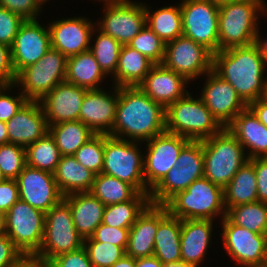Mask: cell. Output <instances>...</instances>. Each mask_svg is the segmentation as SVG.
Segmentation results:
<instances>
[{"label": "cell", "mask_w": 267, "mask_h": 267, "mask_svg": "<svg viewBox=\"0 0 267 267\" xmlns=\"http://www.w3.org/2000/svg\"><path fill=\"white\" fill-rule=\"evenodd\" d=\"M130 228H118L101 223L91 236L95 241L111 243L126 249Z\"/></svg>", "instance_id": "c3c4849f"}, {"label": "cell", "mask_w": 267, "mask_h": 267, "mask_svg": "<svg viewBox=\"0 0 267 267\" xmlns=\"http://www.w3.org/2000/svg\"><path fill=\"white\" fill-rule=\"evenodd\" d=\"M19 199L18 184L16 180L0 183V211L6 213Z\"/></svg>", "instance_id": "11a10c76"}, {"label": "cell", "mask_w": 267, "mask_h": 267, "mask_svg": "<svg viewBox=\"0 0 267 267\" xmlns=\"http://www.w3.org/2000/svg\"><path fill=\"white\" fill-rule=\"evenodd\" d=\"M12 267H44L35 257H24Z\"/></svg>", "instance_id": "680465c9"}, {"label": "cell", "mask_w": 267, "mask_h": 267, "mask_svg": "<svg viewBox=\"0 0 267 267\" xmlns=\"http://www.w3.org/2000/svg\"><path fill=\"white\" fill-rule=\"evenodd\" d=\"M49 133L54 138L61 156H72L95 133L80 120L64 121L49 125Z\"/></svg>", "instance_id": "d6a6232c"}, {"label": "cell", "mask_w": 267, "mask_h": 267, "mask_svg": "<svg viewBox=\"0 0 267 267\" xmlns=\"http://www.w3.org/2000/svg\"><path fill=\"white\" fill-rule=\"evenodd\" d=\"M213 220H181L180 252L183 263L199 267L210 245Z\"/></svg>", "instance_id": "d4e9b609"}, {"label": "cell", "mask_w": 267, "mask_h": 267, "mask_svg": "<svg viewBox=\"0 0 267 267\" xmlns=\"http://www.w3.org/2000/svg\"><path fill=\"white\" fill-rule=\"evenodd\" d=\"M136 267H163V263L154 255L136 259Z\"/></svg>", "instance_id": "6f0895ef"}, {"label": "cell", "mask_w": 267, "mask_h": 267, "mask_svg": "<svg viewBox=\"0 0 267 267\" xmlns=\"http://www.w3.org/2000/svg\"><path fill=\"white\" fill-rule=\"evenodd\" d=\"M90 192L105 206L130 201L139 193L132 185L104 173L95 175Z\"/></svg>", "instance_id": "8d00e7d4"}, {"label": "cell", "mask_w": 267, "mask_h": 267, "mask_svg": "<svg viewBox=\"0 0 267 267\" xmlns=\"http://www.w3.org/2000/svg\"><path fill=\"white\" fill-rule=\"evenodd\" d=\"M168 214L165 205L150 203L130 227L125 254L135 259L153 256L158 224Z\"/></svg>", "instance_id": "7402d4cb"}, {"label": "cell", "mask_w": 267, "mask_h": 267, "mask_svg": "<svg viewBox=\"0 0 267 267\" xmlns=\"http://www.w3.org/2000/svg\"><path fill=\"white\" fill-rule=\"evenodd\" d=\"M7 179H6V177L4 176V174H3V172H2V170H1V168H0V183H2V182H4V181H6Z\"/></svg>", "instance_id": "003e7915"}, {"label": "cell", "mask_w": 267, "mask_h": 267, "mask_svg": "<svg viewBox=\"0 0 267 267\" xmlns=\"http://www.w3.org/2000/svg\"><path fill=\"white\" fill-rule=\"evenodd\" d=\"M61 154L54 138L48 132L26 147L27 166L54 174Z\"/></svg>", "instance_id": "f35d334b"}, {"label": "cell", "mask_w": 267, "mask_h": 267, "mask_svg": "<svg viewBox=\"0 0 267 267\" xmlns=\"http://www.w3.org/2000/svg\"><path fill=\"white\" fill-rule=\"evenodd\" d=\"M225 217L239 227L258 234H267V203L240 204L226 210Z\"/></svg>", "instance_id": "74e56055"}, {"label": "cell", "mask_w": 267, "mask_h": 267, "mask_svg": "<svg viewBox=\"0 0 267 267\" xmlns=\"http://www.w3.org/2000/svg\"><path fill=\"white\" fill-rule=\"evenodd\" d=\"M16 84H0V121L7 123L28 101L21 92L19 96L13 97L5 94L6 90L10 91L11 87Z\"/></svg>", "instance_id": "7dc6e473"}, {"label": "cell", "mask_w": 267, "mask_h": 267, "mask_svg": "<svg viewBox=\"0 0 267 267\" xmlns=\"http://www.w3.org/2000/svg\"><path fill=\"white\" fill-rule=\"evenodd\" d=\"M248 107L254 112L258 120L267 127V100L263 97L252 101Z\"/></svg>", "instance_id": "9f6ffc18"}, {"label": "cell", "mask_w": 267, "mask_h": 267, "mask_svg": "<svg viewBox=\"0 0 267 267\" xmlns=\"http://www.w3.org/2000/svg\"><path fill=\"white\" fill-rule=\"evenodd\" d=\"M70 206L78 233L85 239L91 237L102 223L105 205L91 192H77L64 196Z\"/></svg>", "instance_id": "4316f807"}, {"label": "cell", "mask_w": 267, "mask_h": 267, "mask_svg": "<svg viewBox=\"0 0 267 267\" xmlns=\"http://www.w3.org/2000/svg\"><path fill=\"white\" fill-rule=\"evenodd\" d=\"M255 169L258 201L267 203V157L248 160Z\"/></svg>", "instance_id": "f5cc1de1"}, {"label": "cell", "mask_w": 267, "mask_h": 267, "mask_svg": "<svg viewBox=\"0 0 267 267\" xmlns=\"http://www.w3.org/2000/svg\"><path fill=\"white\" fill-rule=\"evenodd\" d=\"M104 17L97 27L104 34L112 36L121 45H127L145 26V5L139 2H103Z\"/></svg>", "instance_id": "4fadbf2b"}, {"label": "cell", "mask_w": 267, "mask_h": 267, "mask_svg": "<svg viewBox=\"0 0 267 267\" xmlns=\"http://www.w3.org/2000/svg\"><path fill=\"white\" fill-rule=\"evenodd\" d=\"M139 51L154 64H162L166 43L146 26L127 44Z\"/></svg>", "instance_id": "b9f144b4"}, {"label": "cell", "mask_w": 267, "mask_h": 267, "mask_svg": "<svg viewBox=\"0 0 267 267\" xmlns=\"http://www.w3.org/2000/svg\"><path fill=\"white\" fill-rule=\"evenodd\" d=\"M147 142L148 151L144 156V178L146 187L151 191L169 170L176 166L181 150L190 140L164 131Z\"/></svg>", "instance_id": "5bb4252c"}, {"label": "cell", "mask_w": 267, "mask_h": 267, "mask_svg": "<svg viewBox=\"0 0 267 267\" xmlns=\"http://www.w3.org/2000/svg\"><path fill=\"white\" fill-rule=\"evenodd\" d=\"M176 167L204 175V154L202 141H190L180 152Z\"/></svg>", "instance_id": "f6af8a7d"}, {"label": "cell", "mask_w": 267, "mask_h": 267, "mask_svg": "<svg viewBox=\"0 0 267 267\" xmlns=\"http://www.w3.org/2000/svg\"><path fill=\"white\" fill-rule=\"evenodd\" d=\"M264 98L267 100V91H266V93H265V95H264Z\"/></svg>", "instance_id": "89a4df30"}, {"label": "cell", "mask_w": 267, "mask_h": 267, "mask_svg": "<svg viewBox=\"0 0 267 267\" xmlns=\"http://www.w3.org/2000/svg\"><path fill=\"white\" fill-rule=\"evenodd\" d=\"M16 78L11 60V47L0 43V84H15Z\"/></svg>", "instance_id": "db71d44e"}, {"label": "cell", "mask_w": 267, "mask_h": 267, "mask_svg": "<svg viewBox=\"0 0 267 267\" xmlns=\"http://www.w3.org/2000/svg\"><path fill=\"white\" fill-rule=\"evenodd\" d=\"M6 229V214L0 211V235L5 234Z\"/></svg>", "instance_id": "be15d7a7"}, {"label": "cell", "mask_w": 267, "mask_h": 267, "mask_svg": "<svg viewBox=\"0 0 267 267\" xmlns=\"http://www.w3.org/2000/svg\"><path fill=\"white\" fill-rule=\"evenodd\" d=\"M181 219L170 213L158 224L154 256L163 264L182 262L180 252Z\"/></svg>", "instance_id": "4dcf8cb0"}, {"label": "cell", "mask_w": 267, "mask_h": 267, "mask_svg": "<svg viewBox=\"0 0 267 267\" xmlns=\"http://www.w3.org/2000/svg\"><path fill=\"white\" fill-rule=\"evenodd\" d=\"M102 173L132 185L139 193H150L145 185L144 156L134 141L105 134Z\"/></svg>", "instance_id": "ba28073f"}, {"label": "cell", "mask_w": 267, "mask_h": 267, "mask_svg": "<svg viewBox=\"0 0 267 267\" xmlns=\"http://www.w3.org/2000/svg\"><path fill=\"white\" fill-rule=\"evenodd\" d=\"M153 65L154 63L139 51L128 45H122L114 75V85L117 87L138 86Z\"/></svg>", "instance_id": "f1b7e54d"}, {"label": "cell", "mask_w": 267, "mask_h": 267, "mask_svg": "<svg viewBox=\"0 0 267 267\" xmlns=\"http://www.w3.org/2000/svg\"><path fill=\"white\" fill-rule=\"evenodd\" d=\"M149 204V193H138L130 201L107 205L102 223L112 227L130 228Z\"/></svg>", "instance_id": "e575fe53"}, {"label": "cell", "mask_w": 267, "mask_h": 267, "mask_svg": "<svg viewBox=\"0 0 267 267\" xmlns=\"http://www.w3.org/2000/svg\"><path fill=\"white\" fill-rule=\"evenodd\" d=\"M95 174L84 168L76 158L61 156L54 179L63 196L77 192H90Z\"/></svg>", "instance_id": "83f0119b"}, {"label": "cell", "mask_w": 267, "mask_h": 267, "mask_svg": "<svg viewBox=\"0 0 267 267\" xmlns=\"http://www.w3.org/2000/svg\"><path fill=\"white\" fill-rule=\"evenodd\" d=\"M237 138L244 150L249 151L248 159L256 157H267V127H265L247 106L227 127Z\"/></svg>", "instance_id": "484cf974"}, {"label": "cell", "mask_w": 267, "mask_h": 267, "mask_svg": "<svg viewBox=\"0 0 267 267\" xmlns=\"http://www.w3.org/2000/svg\"><path fill=\"white\" fill-rule=\"evenodd\" d=\"M212 3L220 6V5H223V4H226V3H229V2H232V1H236V0H210Z\"/></svg>", "instance_id": "03108f58"}, {"label": "cell", "mask_w": 267, "mask_h": 267, "mask_svg": "<svg viewBox=\"0 0 267 267\" xmlns=\"http://www.w3.org/2000/svg\"><path fill=\"white\" fill-rule=\"evenodd\" d=\"M267 63L255 43L231 47L213 54L212 70L230 83L248 105L263 98L267 78L263 79Z\"/></svg>", "instance_id": "7a4b0ae2"}, {"label": "cell", "mask_w": 267, "mask_h": 267, "mask_svg": "<svg viewBox=\"0 0 267 267\" xmlns=\"http://www.w3.org/2000/svg\"><path fill=\"white\" fill-rule=\"evenodd\" d=\"M145 5L146 24L165 43L183 35L181 8L164 6L154 12Z\"/></svg>", "instance_id": "836d02e7"}, {"label": "cell", "mask_w": 267, "mask_h": 267, "mask_svg": "<svg viewBox=\"0 0 267 267\" xmlns=\"http://www.w3.org/2000/svg\"><path fill=\"white\" fill-rule=\"evenodd\" d=\"M166 109L139 86L119 87L116 116L109 136L129 141H148L165 131Z\"/></svg>", "instance_id": "6da1fadb"}, {"label": "cell", "mask_w": 267, "mask_h": 267, "mask_svg": "<svg viewBox=\"0 0 267 267\" xmlns=\"http://www.w3.org/2000/svg\"><path fill=\"white\" fill-rule=\"evenodd\" d=\"M165 206L172 216L181 220H215L213 218L219 214L224 218V188L203 177L178 192Z\"/></svg>", "instance_id": "5b68a950"}, {"label": "cell", "mask_w": 267, "mask_h": 267, "mask_svg": "<svg viewBox=\"0 0 267 267\" xmlns=\"http://www.w3.org/2000/svg\"><path fill=\"white\" fill-rule=\"evenodd\" d=\"M48 25L51 48L60 51L67 58L89 50L96 27L84 17L56 20Z\"/></svg>", "instance_id": "d6986e66"}, {"label": "cell", "mask_w": 267, "mask_h": 267, "mask_svg": "<svg viewBox=\"0 0 267 267\" xmlns=\"http://www.w3.org/2000/svg\"><path fill=\"white\" fill-rule=\"evenodd\" d=\"M16 181L19 199L44 213L64 198L52 173L26 166Z\"/></svg>", "instance_id": "e0dca14e"}, {"label": "cell", "mask_w": 267, "mask_h": 267, "mask_svg": "<svg viewBox=\"0 0 267 267\" xmlns=\"http://www.w3.org/2000/svg\"><path fill=\"white\" fill-rule=\"evenodd\" d=\"M44 267H93L84 246L51 259Z\"/></svg>", "instance_id": "f907efd6"}, {"label": "cell", "mask_w": 267, "mask_h": 267, "mask_svg": "<svg viewBox=\"0 0 267 267\" xmlns=\"http://www.w3.org/2000/svg\"><path fill=\"white\" fill-rule=\"evenodd\" d=\"M42 4L41 0H0V7L19 14L25 20H37Z\"/></svg>", "instance_id": "681fc988"}, {"label": "cell", "mask_w": 267, "mask_h": 267, "mask_svg": "<svg viewBox=\"0 0 267 267\" xmlns=\"http://www.w3.org/2000/svg\"><path fill=\"white\" fill-rule=\"evenodd\" d=\"M183 36L205 46L213 54L219 51V6L210 0H183L180 3Z\"/></svg>", "instance_id": "8fae6325"}, {"label": "cell", "mask_w": 267, "mask_h": 267, "mask_svg": "<svg viewBox=\"0 0 267 267\" xmlns=\"http://www.w3.org/2000/svg\"><path fill=\"white\" fill-rule=\"evenodd\" d=\"M115 92H104V89L87 90L84 96L79 120L95 134H109L113 129L116 116L119 87L114 85Z\"/></svg>", "instance_id": "ffe728a7"}, {"label": "cell", "mask_w": 267, "mask_h": 267, "mask_svg": "<svg viewBox=\"0 0 267 267\" xmlns=\"http://www.w3.org/2000/svg\"><path fill=\"white\" fill-rule=\"evenodd\" d=\"M25 19L17 13L0 7V43L12 46Z\"/></svg>", "instance_id": "bcb514c9"}, {"label": "cell", "mask_w": 267, "mask_h": 267, "mask_svg": "<svg viewBox=\"0 0 267 267\" xmlns=\"http://www.w3.org/2000/svg\"><path fill=\"white\" fill-rule=\"evenodd\" d=\"M206 83L200 99L217 121L227 128L235 117L248 105L237 94L234 87L218 76L213 70L206 74Z\"/></svg>", "instance_id": "2e32d148"}, {"label": "cell", "mask_w": 267, "mask_h": 267, "mask_svg": "<svg viewBox=\"0 0 267 267\" xmlns=\"http://www.w3.org/2000/svg\"><path fill=\"white\" fill-rule=\"evenodd\" d=\"M27 166L26 148L13 143L0 145V168L9 180H16Z\"/></svg>", "instance_id": "ee69618b"}, {"label": "cell", "mask_w": 267, "mask_h": 267, "mask_svg": "<svg viewBox=\"0 0 267 267\" xmlns=\"http://www.w3.org/2000/svg\"><path fill=\"white\" fill-rule=\"evenodd\" d=\"M200 178H203V175H195V172H186L174 166L150 191V203L165 205L178 192L186 190L189 185Z\"/></svg>", "instance_id": "d590c367"}, {"label": "cell", "mask_w": 267, "mask_h": 267, "mask_svg": "<svg viewBox=\"0 0 267 267\" xmlns=\"http://www.w3.org/2000/svg\"><path fill=\"white\" fill-rule=\"evenodd\" d=\"M8 143L7 126L5 122L0 121V145Z\"/></svg>", "instance_id": "6125c7cd"}, {"label": "cell", "mask_w": 267, "mask_h": 267, "mask_svg": "<svg viewBox=\"0 0 267 267\" xmlns=\"http://www.w3.org/2000/svg\"><path fill=\"white\" fill-rule=\"evenodd\" d=\"M5 214L7 236L24 257H34L43 241L45 213L18 199Z\"/></svg>", "instance_id": "9c48e42d"}, {"label": "cell", "mask_w": 267, "mask_h": 267, "mask_svg": "<svg viewBox=\"0 0 267 267\" xmlns=\"http://www.w3.org/2000/svg\"><path fill=\"white\" fill-rule=\"evenodd\" d=\"M266 5L264 0H236L220 5L219 51L255 43L258 15L267 12Z\"/></svg>", "instance_id": "3957f363"}, {"label": "cell", "mask_w": 267, "mask_h": 267, "mask_svg": "<svg viewBox=\"0 0 267 267\" xmlns=\"http://www.w3.org/2000/svg\"><path fill=\"white\" fill-rule=\"evenodd\" d=\"M106 74L103 72L90 50L67 58L65 81L76 86L91 89L99 88Z\"/></svg>", "instance_id": "f546056e"}, {"label": "cell", "mask_w": 267, "mask_h": 267, "mask_svg": "<svg viewBox=\"0 0 267 267\" xmlns=\"http://www.w3.org/2000/svg\"><path fill=\"white\" fill-rule=\"evenodd\" d=\"M50 48L49 27H42L37 20H25L11 46V60L16 76L24 68L37 63Z\"/></svg>", "instance_id": "ac0fdd59"}, {"label": "cell", "mask_w": 267, "mask_h": 267, "mask_svg": "<svg viewBox=\"0 0 267 267\" xmlns=\"http://www.w3.org/2000/svg\"><path fill=\"white\" fill-rule=\"evenodd\" d=\"M111 267H136V259L128 255H124L116 261Z\"/></svg>", "instance_id": "91938a15"}, {"label": "cell", "mask_w": 267, "mask_h": 267, "mask_svg": "<svg viewBox=\"0 0 267 267\" xmlns=\"http://www.w3.org/2000/svg\"><path fill=\"white\" fill-rule=\"evenodd\" d=\"M259 30L257 29V34L255 38V44L258 47V50L260 51L261 55L263 56L265 62L267 63V40H264V42L261 41V38L259 37Z\"/></svg>", "instance_id": "94428289"}, {"label": "cell", "mask_w": 267, "mask_h": 267, "mask_svg": "<svg viewBox=\"0 0 267 267\" xmlns=\"http://www.w3.org/2000/svg\"><path fill=\"white\" fill-rule=\"evenodd\" d=\"M162 64L189 81L195 80L212 70L213 53L205 46L182 35L166 43Z\"/></svg>", "instance_id": "7c38bea8"}, {"label": "cell", "mask_w": 267, "mask_h": 267, "mask_svg": "<svg viewBox=\"0 0 267 267\" xmlns=\"http://www.w3.org/2000/svg\"><path fill=\"white\" fill-rule=\"evenodd\" d=\"M83 245L84 238L74 226L71 208L62 200L45 213L43 241L34 257L45 266L51 259Z\"/></svg>", "instance_id": "52a82bcc"}, {"label": "cell", "mask_w": 267, "mask_h": 267, "mask_svg": "<svg viewBox=\"0 0 267 267\" xmlns=\"http://www.w3.org/2000/svg\"><path fill=\"white\" fill-rule=\"evenodd\" d=\"M24 255L14 246L7 234L0 235V267L15 266Z\"/></svg>", "instance_id": "816d5d0a"}, {"label": "cell", "mask_w": 267, "mask_h": 267, "mask_svg": "<svg viewBox=\"0 0 267 267\" xmlns=\"http://www.w3.org/2000/svg\"><path fill=\"white\" fill-rule=\"evenodd\" d=\"M223 129L200 97L195 99L190 93L166 108L165 131L190 141H203Z\"/></svg>", "instance_id": "277c9868"}, {"label": "cell", "mask_w": 267, "mask_h": 267, "mask_svg": "<svg viewBox=\"0 0 267 267\" xmlns=\"http://www.w3.org/2000/svg\"><path fill=\"white\" fill-rule=\"evenodd\" d=\"M6 126L8 143L25 148L49 132V125L40 101L28 100L6 123Z\"/></svg>", "instance_id": "603a6c76"}, {"label": "cell", "mask_w": 267, "mask_h": 267, "mask_svg": "<svg viewBox=\"0 0 267 267\" xmlns=\"http://www.w3.org/2000/svg\"><path fill=\"white\" fill-rule=\"evenodd\" d=\"M105 134H95L73 155L84 168L95 175L102 173L104 162Z\"/></svg>", "instance_id": "60d3db41"}, {"label": "cell", "mask_w": 267, "mask_h": 267, "mask_svg": "<svg viewBox=\"0 0 267 267\" xmlns=\"http://www.w3.org/2000/svg\"><path fill=\"white\" fill-rule=\"evenodd\" d=\"M67 57L50 48L37 63L24 68L16 78L28 100L39 101L66 78Z\"/></svg>", "instance_id": "30bf717a"}, {"label": "cell", "mask_w": 267, "mask_h": 267, "mask_svg": "<svg viewBox=\"0 0 267 267\" xmlns=\"http://www.w3.org/2000/svg\"><path fill=\"white\" fill-rule=\"evenodd\" d=\"M188 81L186 77L166 68L163 64H154L138 86L153 101L166 109L189 93L185 90Z\"/></svg>", "instance_id": "cb8c5ba5"}, {"label": "cell", "mask_w": 267, "mask_h": 267, "mask_svg": "<svg viewBox=\"0 0 267 267\" xmlns=\"http://www.w3.org/2000/svg\"><path fill=\"white\" fill-rule=\"evenodd\" d=\"M222 239L228 254L244 267H267V234H258L222 219Z\"/></svg>", "instance_id": "9a60e30c"}, {"label": "cell", "mask_w": 267, "mask_h": 267, "mask_svg": "<svg viewBox=\"0 0 267 267\" xmlns=\"http://www.w3.org/2000/svg\"><path fill=\"white\" fill-rule=\"evenodd\" d=\"M83 246L88 253L93 267H111L125 255L123 247L107 242L95 241L92 237L85 238Z\"/></svg>", "instance_id": "7bdbcfd3"}, {"label": "cell", "mask_w": 267, "mask_h": 267, "mask_svg": "<svg viewBox=\"0 0 267 267\" xmlns=\"http://www.w3.org/2000/svg\"><path fill=\"white\" fill-rule=\"evenodd\" d=\"M163 267H194L183 262H176V263H166L163 264Z\"/></svg>", "instance_id": "e7e4bbea"}, {"label": "cell", "mask_w": 267, "mask_h": 267, "mask_svg": "<svg viewBox=\"0 0 267 267\" xmlns=\"http://www.w3.org/2000/svg\"><path fill=\"white\" fill-rule=\"evenodd\" d=\"M96 37L94 45H90L89 50L103 72L107 75L113 74L114 76L118 66L119 52L122 45L112 36L104 34L100 30L99 35Z\"/></svg>", "instance_id": "ab89813d"}, {"label": "cell", "mask_w": 267, "mask_h": 267, "mask_svg": "<svg viewBox=\"0 0 267 267\" xmlns=\"http://www.w3.org/2000/svg\"><path fill=\"white\" fill-rule=\"evenodd\" d=\"M202 143L203 177L224 188L238 170L248 162L245 150L227 128L203 140Z\"/></svg>", "instance_id": "8992f818"}, {"label": "cell", "mask_w": 267, "mask_h": 267, "mask_svg": "<svg viewBox=\"0 0 267 267\" xmlns=\"http://www.w3.org/2000/svg\"><path fill=\"white\" fill-rule=\"evenodd\" d=\"M99 1V0H98ZM100 1H105V2H111V1H128V0H100Z\"/></svg>", "instance_id": "a7ac6f4b"}, {"label": "cell", "mask_w": 267, "mask_h": 267, "mask_svg": "<svg viewBox=\"0 0 267 267\" xmlns=\"http://www.w3.org/2000/svg\"><path fill=\"white\" fill-rule=\"evenodd\" d=\"M87 90L63 81L39 100L48 125L79 120V112Z\"/></svg>", "instance_id": "44dd1931"}, {"label": "cell", "mask_w": 267, "mask_h": 267, "mask_svg": "<svg viewBox=\"0 0 267 267\" xmlns=\"http://www.w3.org/2000/svg\"><path fill=\"white\" fill-rule=\"evenodd\" d=\"M258 201L257 182L254 166L248 161L224 187V205L226 210Z\"/></svg>", "instance_id": "1f68e13d"}]
</instances>
